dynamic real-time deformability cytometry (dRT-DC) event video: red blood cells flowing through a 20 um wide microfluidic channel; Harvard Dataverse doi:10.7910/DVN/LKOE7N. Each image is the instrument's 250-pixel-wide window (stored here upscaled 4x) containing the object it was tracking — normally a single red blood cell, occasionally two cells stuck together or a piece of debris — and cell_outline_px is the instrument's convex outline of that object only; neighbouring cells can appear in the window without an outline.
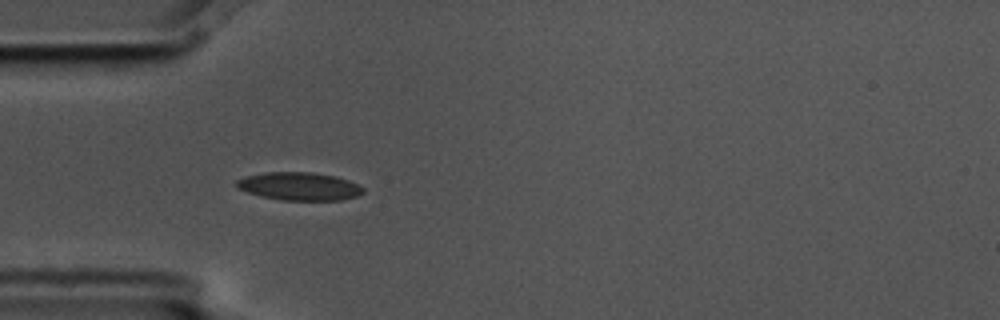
{"species": "common noctule bat (a hibernating species)", "species_latin": "Nyctalus noctula", "temperature_condition": "cold", "stored_images_in_passage": 6, "camera_frame_rate_fps": 3000, "um_per_image_px": 0.085, "animal": {"sex": "male", "body_mass_g": 17.5, "forearm_length_mm": 52.3}, "frame": {"image": 1, "passage_image": 5, "time_ms": 1.333, "image_size_px": [1000, 320], "cell_outline_px": [[364, 192], [356, 196], [340, 200], [280, 200], [248, 192], [236, 188], [236, 180], [244, 176], [264, 172], [312, 172], [336, 176], [348, 180], [364, 188]], "centroid_in_image_um": [25.42, 15.82], "position_along_channel_um": 59.6, "area_um2": 20.63}}